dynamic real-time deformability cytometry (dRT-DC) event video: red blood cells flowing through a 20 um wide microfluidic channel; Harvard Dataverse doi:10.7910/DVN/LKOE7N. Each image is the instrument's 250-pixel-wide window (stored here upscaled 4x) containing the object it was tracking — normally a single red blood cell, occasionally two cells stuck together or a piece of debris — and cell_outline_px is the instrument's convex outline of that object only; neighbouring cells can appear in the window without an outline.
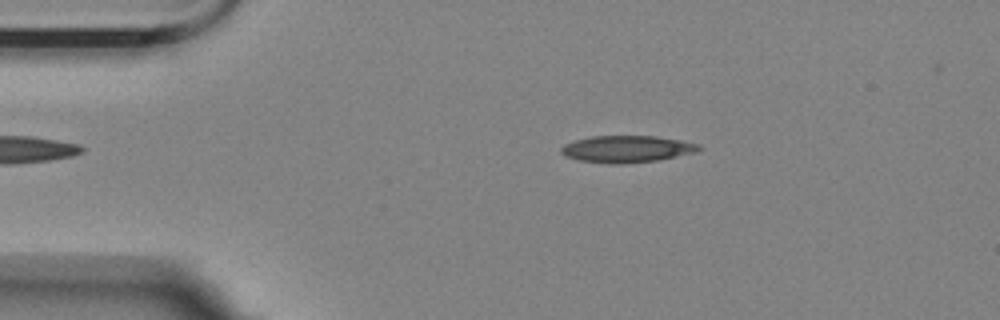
{"species": "Egyptian fruit bat (a non-hibernating species)", "species_latin": "Rousettus aegyptiacus", "temperature_condition": "room temperature", "stored_images_in_passage": 54, "camera_frame_rate_fps": 3000, "um_per_image_px": 0.085, "animal": {"sex": "female"}, "frame": {"image": 1, "passage_image": 9, "time_ms": 2.667, "image_size_px": [1000, 320], "cell_outline_px": [[704, 148], [696, 152], [660, 160], [620, 164], [608, 164], [580, 160], [564, 156], [560, 152], [560, 148], [564, 144], [576, 140], [592, 136], [656, 136], [680, 140], [700, 144]], "centroid_in_image_um": [53.3, 12.67], "position_along_channel_um": 31.7, "area_um2": 21.73}}
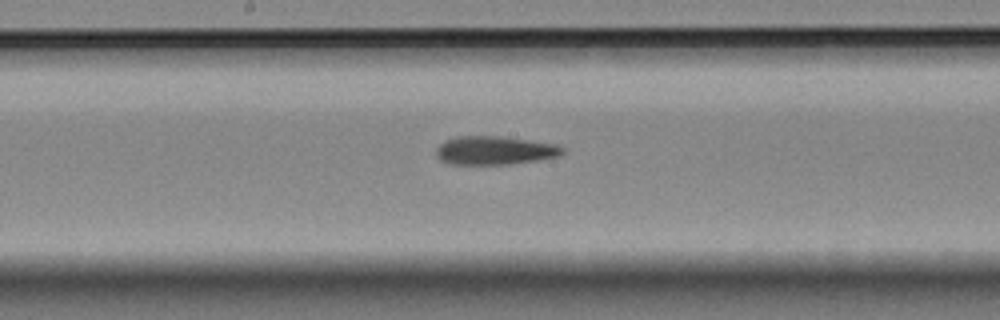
{"frame": {"image": 2, "passage_image": 27, "time_ms": 8.667, "image_size_px": [1000, 320], "cell_outline_px": [[564, 152], [560, 156], [536, 160], [508, 164], [452, 164], [440, 160], [436, 156], [436, 148], [444, 140], [456, 136], [500, 136], [556, 144], [564, 148]], "centroid_in_image_um": [42.02, 12.78], "position_along_channel_um": 206.2, "area_um2": 20.98}}
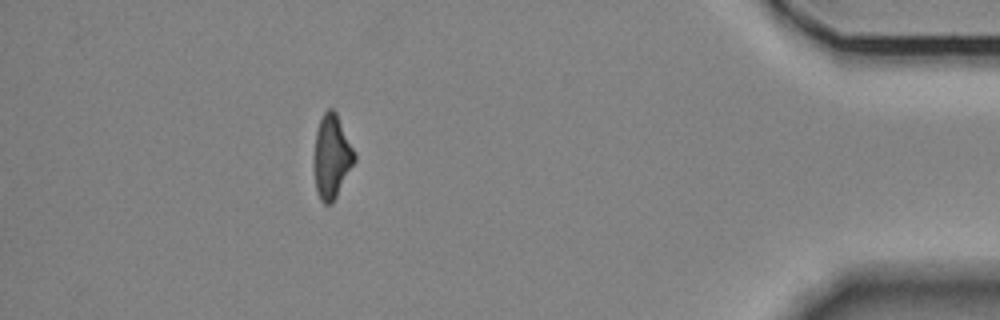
{"frame": {"image": 3, "passage_image": 48, "time_ms": 15.667, "image_size_px": [1000, 320], "cell_outline_px": [[356, 160], [332, 204], [324, 204], [320, 200], [316, 188], [312, 160], [316, 132], [320, 120], [324, 112], [328, 108], [332, 108], [336, 112], [356, 156]], "centroid_in_image_um": [28.17, 13.33], "position_along_channel_um": 407.0, "area_um2": 19.77}, "authors_computed_cell_mechanics": {"area_um2": 21.0681, "velocity_mm_per_s": 3.5935, "shape_relaxation_time_tau1_ms": 8.5007, "shape_relaxation_time_tau2_ms": 8.0148, "deformation_change_tau1": 0.2125, "deformation_change_tau2": 0.2146}}